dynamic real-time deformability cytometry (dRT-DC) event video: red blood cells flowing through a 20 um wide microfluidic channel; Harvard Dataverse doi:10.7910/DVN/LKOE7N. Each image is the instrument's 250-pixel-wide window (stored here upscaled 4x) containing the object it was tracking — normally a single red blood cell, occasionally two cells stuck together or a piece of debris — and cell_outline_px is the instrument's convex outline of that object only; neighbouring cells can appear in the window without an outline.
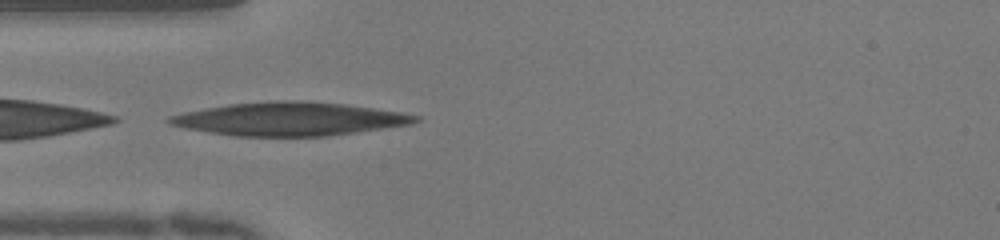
{"species": "human", "species_latin": "Homo sapiens", "temperature_condition": "warm", "stored_images_in_passage": 38, "camera_frame_rate_fps": 3000, "um_per_image_px": 0.085, "donor": {"sex": "female"}, "frame": {"image": 1, "passage_image": 1, "time_ms": 0.0, "image_size_px": [1000, 240], "cell_outline_px": [[420, 120], [412, 124], [328, 136], [232, 136], [184, 128], [168, 124], [164, 120], [168, 116], [184, 112], [228, 104], [276, 100], [300, 100], [344, 104], [400, 112], [420, 116]], "centroid_in_image_um": [24.56, 10.11], "position_along_channel_um": 60.4, "area_um2": 47.92}}
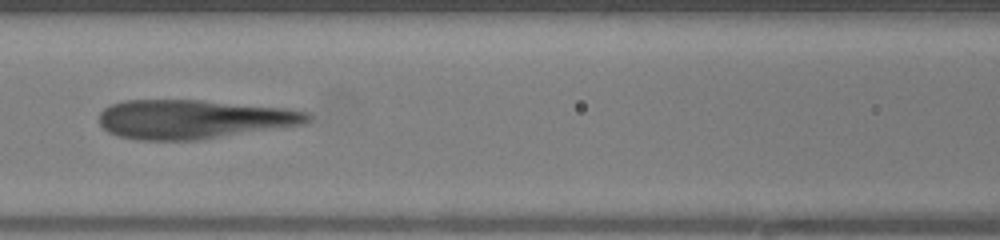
{"frame": {"image": 2, "passage_image": 8, "time_ms": 2.333, "image_size_px": [1000, 240], "cell_outline_px": [[312, 120], [308, 124], [200, 140], [140, 140], [116, 136], [108, 132], [100, 124], [100, 112], [104, 108], [112, 104], [124, 100], [200, 100], [284, 108], [308, 112], [312, 116]], "centroid_in_image_um": [16.49, 10.14], "position_along_channel_um": 150.1, "area_um2": 47.74}}
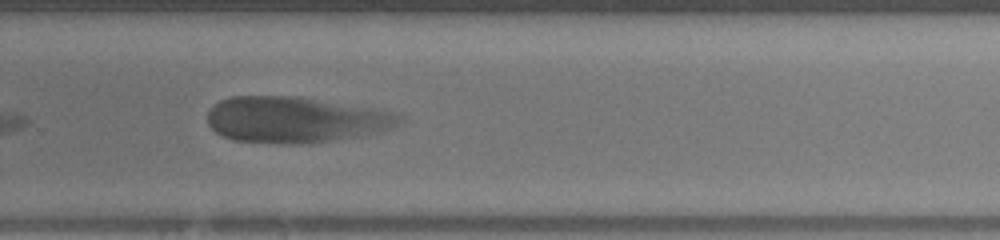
{"frame": {"image": 3, "passage_image": 20, "time_ms": 6.333, "image_size_px": [1000, 240], "cell_outline_px": [[404, 124], [380, 132], [360, 136], [308, 144], [280, 144], [236, 140], [224, 136], [216, 132], [208, 124], [208, 112], [212, 104], [220, 100], [232, 96], [288, 96], [384, 108], [404, 116]], "centroid_in_image_um": [25.2, 10.17], "position_along_channel_um": 304.6, "area_um2": 52.25}, "authors_computed_cell_mechanics": {"area_um2": 48.7832, "velocity_mm_per_s": 3.8646, "shape_relaxation_time_tau1_ms": 6.1337, "shape_relaxation_time_tau2_ms": 0.936, "deformation_change_tau1": 0.2069, "deformation_change_tau2": 0.0914}}